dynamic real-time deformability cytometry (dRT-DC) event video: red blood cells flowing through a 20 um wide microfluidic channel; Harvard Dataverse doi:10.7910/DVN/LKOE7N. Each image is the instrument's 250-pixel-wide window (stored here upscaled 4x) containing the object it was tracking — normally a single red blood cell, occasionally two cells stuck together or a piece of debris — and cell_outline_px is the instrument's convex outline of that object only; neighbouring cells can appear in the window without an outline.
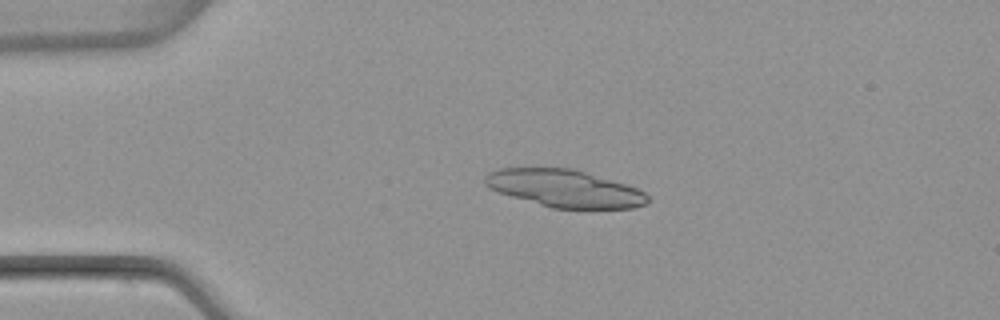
{"species": "common noctule bat (a hibernating species)", "species_latin": "Nyctalus noctula", "temperature_condition": "warm", "stored_images_in_passage": 4, "camera_frame_rate_fps": 3000, "um_per_image_px": 0.085, "animal": {"sex": "female", "body_mass_g": 22.7, "forearm_length_mm": 54.2}, "frame": {"image": 1, "passage_image": 3, "time_ms": 2.333, "image_size_px": [1000, 320], "cell_outline_px": [[648, 204], [632, 208], [552, 208], [512, 196], [488, 188], [484, 184], [484, 176], [488, 172], [500, 168], [572, 168], [624, 184], [636, 188], [644, 192], [648, 196]], "centroid_in_image_um": [47.96, 16.01], "position_along_channel_um": 37.0, "area_um2": 35.08}}